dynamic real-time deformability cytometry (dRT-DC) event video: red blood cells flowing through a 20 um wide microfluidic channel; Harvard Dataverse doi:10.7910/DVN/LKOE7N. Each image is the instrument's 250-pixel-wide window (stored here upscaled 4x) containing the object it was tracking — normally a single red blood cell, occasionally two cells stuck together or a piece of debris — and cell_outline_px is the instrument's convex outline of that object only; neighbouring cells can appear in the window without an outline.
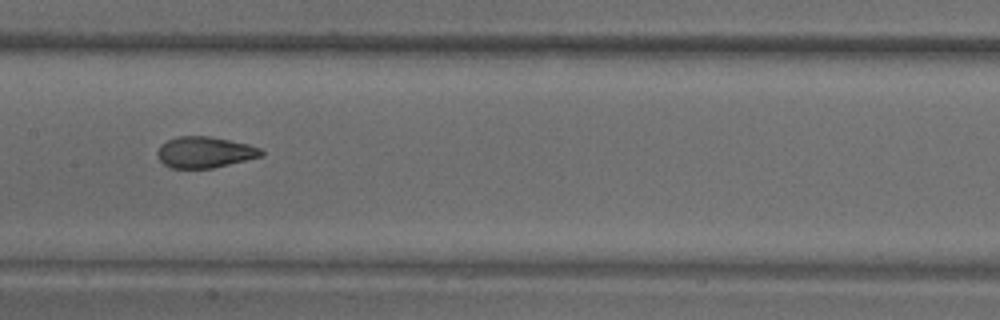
{"species": "common noctule bat (a hibernating species)", "species_latin": "Nyctalus noctula", "temperature_condition": "warm", "stored_images_in_passage": 49, "camera_frame_rate_fps": 3000, "um_per_image_px": 0.085, "animal": {"sex": "male", "body_mass_g": 18.8}, "frame": {"image": 1, "passage_image": 15, "time_ms": 4.667, "image_size_px": [1000, 320], "cell_outline_px": [[264, 156], [212, 168], [172, 168], [164, 164], [160, 160], [156, 152], [160, 144], [168, 140], [180, 136], [208, 136], [248, 144], [260, 148], [264, 152]], "centroid_in_image_um": [17.4, 12.94], "position_along_channel_um": 190.0, "area_um2": 18.79}}